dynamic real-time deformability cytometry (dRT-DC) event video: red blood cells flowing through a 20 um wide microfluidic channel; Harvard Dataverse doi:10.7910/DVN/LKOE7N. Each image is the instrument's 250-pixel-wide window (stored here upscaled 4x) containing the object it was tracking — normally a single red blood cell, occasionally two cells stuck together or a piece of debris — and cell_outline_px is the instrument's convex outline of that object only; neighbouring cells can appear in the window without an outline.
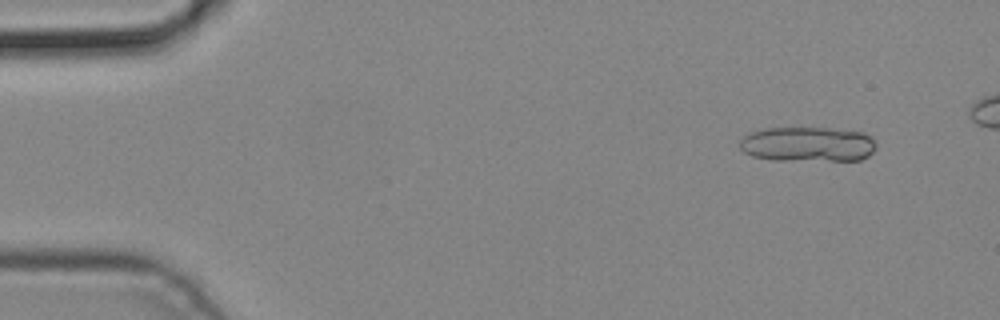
{"species": "common noctule bat (a hibernating species)", "species_latin": "Nyctalus noctula", "temperature_condition": "cold", "stored_images_in_passage": 6, "camera_frame_rate_fps": 3000, "um_per_image_px": 0.085, "animal": {"sex": "male", "body_mass_g": 19.2, "forearm_length_mm": 51.8}, "frame": {"image": 1, "passage_image": 1, "time_ms": 0.0, "image_size_px": [1000, 320], "cell_outline_px": [[876, 148], [868, 156], [860, 160], [772, 160], [752, 156], [744, 152], [740, 148], [740, 140], [744, 136], [760, 128], [828, 128], [864, 132], [872, 136], [876, 140]], "centroid_in_image_um": [68.68, 12.26], "position_along_channel_um": 16.3, "area_um2": 28.03}}
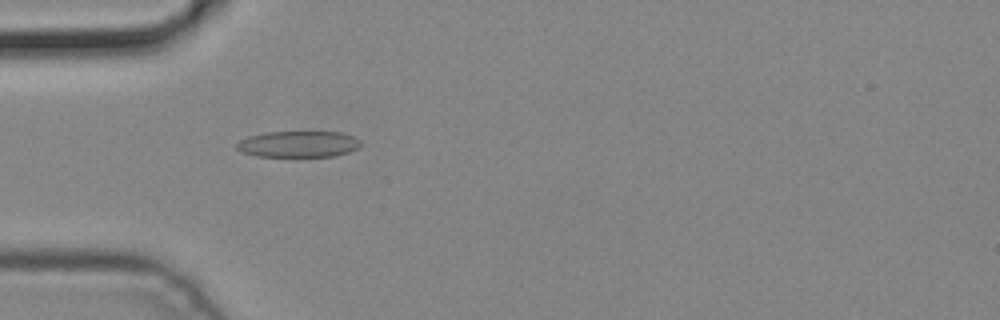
{"frame": {"image": 2, "passage_image": 5, "time_ms": 1.333, "image_size_px": [1000, 320], "cell_outline_px": [[360, 148], [336, 156], [256, 156], [244, 152], [236, 148], [236, 144], [240, 140], [248, 136], [264, 132], [344, 132], [360, 140]], "centroid_in_image_um": [25.38, 12.24], "position_along_channel_um": 59.6, "area_um2": 18.96}}
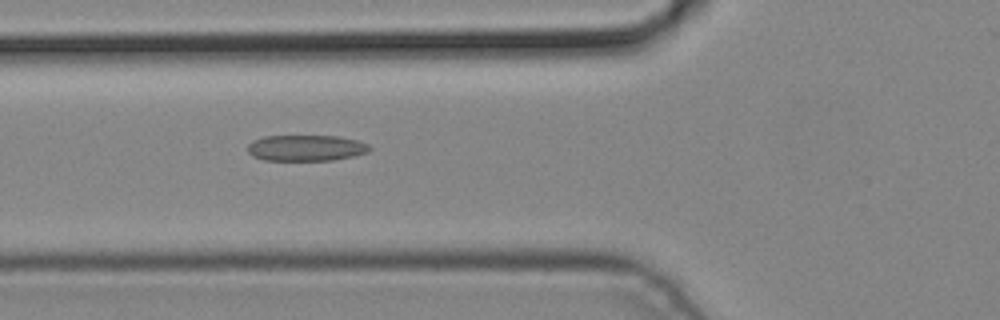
{"frame": {"image": 3, "passage_image": 6, "time_ms": 1.667, "image_size_px": [1000, 320], "cell_outline_px": [[372, 148], [368, 152], [356, 156], [332, 160], [264, 160], [252, 156], [248, 152], [248, 144], [252, 140], [264, 136], [340, 136], [356, 140], [368, 144]], "centroid_in_image_um": [26.02, 12.57], "position_along_channel_um": 99.8, "area_um2": 18.61}}